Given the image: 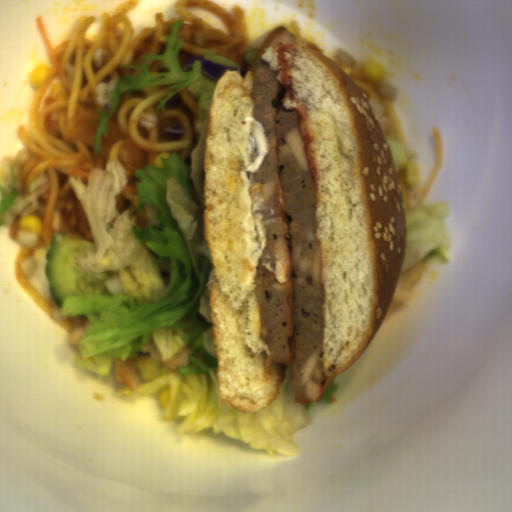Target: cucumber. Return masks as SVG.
Here are the masks:
<instances>
[{"label":"cucumber","mask_w":512,"mask_h":512,"mask_svg":"<svg viewBox=\"0 0 512 512\" xmlns=\"http://www.w3.org/2000/svg\"><path fill=\"white\" fill-rule=\"evenodd\" d=\"M92 241L75 233L58 232L46 253V283L56 307L66 299L107 294L109 274L85 267L88 255L94 252Z\"/></svg>","instance_id":"cucumber-1"}]
</instances>
